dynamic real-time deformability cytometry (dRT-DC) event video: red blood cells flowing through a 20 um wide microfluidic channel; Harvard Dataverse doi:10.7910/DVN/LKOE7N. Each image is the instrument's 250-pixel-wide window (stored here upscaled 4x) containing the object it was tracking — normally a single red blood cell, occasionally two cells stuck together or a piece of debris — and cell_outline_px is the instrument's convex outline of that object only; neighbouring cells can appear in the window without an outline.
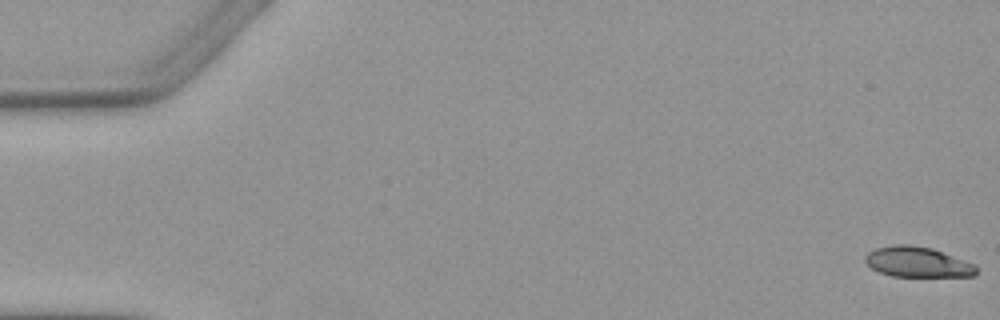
{"species": "Egyptian fruit bat (a non-hibernating species)", "species_latin": "Rousettus aegyptiacus", "temperature_condition": "warm", "stored_images_in_passage": 5, "camera_frame_rate_fps": 3000, "um_per_image_px": 0.085, "animal": {"sex": "female"}, "frame": {"image": 1, "passage_image": 1, "time_ms": 0.0, "image_size_px": [1000, 320], "cell_outline_px": [[976, 276], [892, 276], [880, 272], [872, 268], [864, 260], [864, 256], [868, 252], [876, 248], [896, 244], [908, 244], [932, 248], [976, 264]], "centroid_in_image_um": [77.99, 22.26], "position_along_channel_um": 7.0, "area_um2": 19.59}}
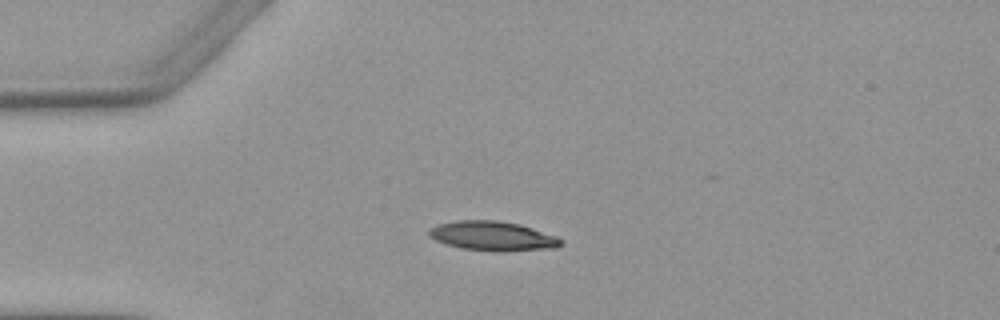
{"frame": {"image": 2, "passage_image": 5, "time_ms": 4.333, "image_size_px": [1000, 320], "cell_outline_px": [[564, 244], [556, 248], [508, 252], [492, 252], [460, 248], [436, 240], [428, 236], [428, 232], [436, 224], [456, 220], [496, 220], [520, 224], [556, 236], [564, 240]], "centroid_in_image_um": [41.92, 20.08], "position_along_channel_um": 43.1, "area_um2": 23.0}}